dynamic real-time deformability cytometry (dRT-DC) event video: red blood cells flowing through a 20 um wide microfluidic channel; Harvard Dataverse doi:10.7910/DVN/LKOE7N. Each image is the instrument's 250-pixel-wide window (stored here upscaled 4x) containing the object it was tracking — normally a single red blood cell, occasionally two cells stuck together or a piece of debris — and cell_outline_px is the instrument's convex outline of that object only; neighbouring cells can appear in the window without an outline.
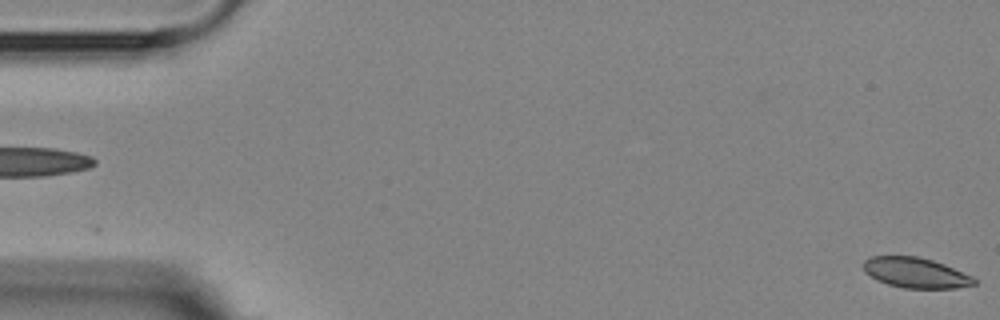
{"species": "Egyptian fruit bat (a non-hibernating species)", "species_latin": "Rousettus aegyptiacus", "temperature_condition": "room temperature", "stored_images_in_passage": 4, "segment_of_instrument_passage": [2, 2], "camera_frame_rate_fps": 3000, "um_per_image_px": 0.085, "animal": {"sex": "female"}, "frame": {"image": 1, "passage_image": 4, "time_ms": 3.667, "image_size_px": [1000, 320], "cell_outline_px": [[976, 284], [956, 288], [904, 288], [888, 284], [876, 280], [864, 272], [864, 260], [872, 256], [916, 256], [932, 260], [944, 264], [972, 276], [976, 280]], "centroid_in_image_um": [77.82, 23.18], "position_along_channel_um": 7.2, "area_um2": 19.48}}